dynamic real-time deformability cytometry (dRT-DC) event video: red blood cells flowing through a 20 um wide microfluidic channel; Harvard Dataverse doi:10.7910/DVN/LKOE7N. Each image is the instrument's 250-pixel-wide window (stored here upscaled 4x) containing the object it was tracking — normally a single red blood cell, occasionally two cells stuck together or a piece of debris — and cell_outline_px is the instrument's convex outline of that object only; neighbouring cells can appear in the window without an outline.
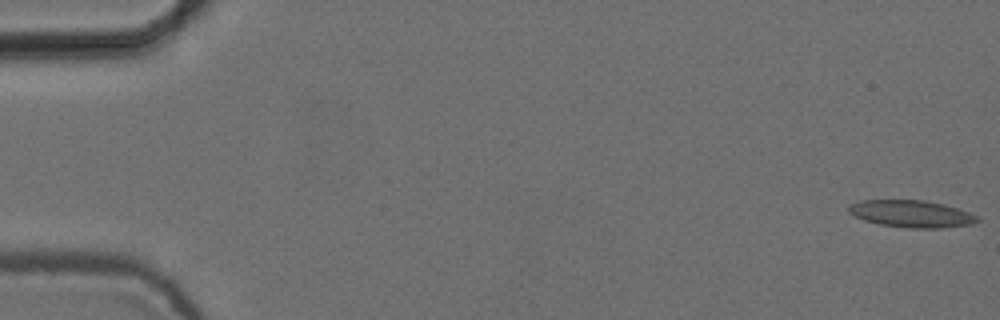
{"species": "common noctule bat (a hibernating species)", "species_latin": "Nyctalus noctula", "temperature_condition": "cold", "stored_images_in_passage": 7, "camera_frame_rate_fps": 3000, "um_per_image_px": 0.085, "animal": {"sex": "female", "body_mass_g": 24.6, "forearm_length_mm": 56.2}, "frame": {"image": 1, "passage_image": 1, "time_ms": 0.0, "image_size_px": [1000, 320], "cell_outline_px": [[980, 220], [972, 224], [944, 228], [908, 228], [880, 224], [864, 220], [848, 212], [848, 204], [860, 200], [924, 200], [944, 204], [968, 212], [976, 216]], "centroid_in_image_um": [77.45, 18.17], "position_along_channel_um": 7.6, "area_um2": 20.29}}
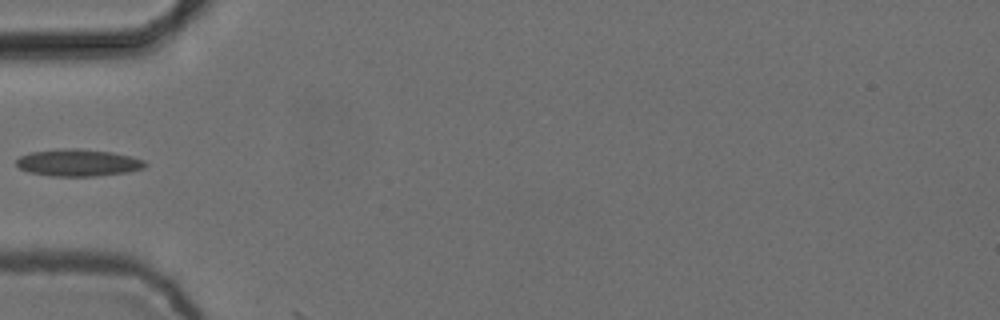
{"frame": {"image": 2, "passage_image": 6, "time_ms": 1.667, "image_size_px": [1000, 320], "cell_outline_px": [[148, 164], [144, 168], [128, 172], [96, 176], [52, 176], [28, 172], [20, 168], [16, 164], [16, 160], [20, 156], [32, 152], [60, 148], [76, 148], [112, 152], [132, 156], [144, 160]], "centroid_in_image_um": [6.66, 13.83], "position_along_channel_um": 78.3, "area_um2": 20.4}}
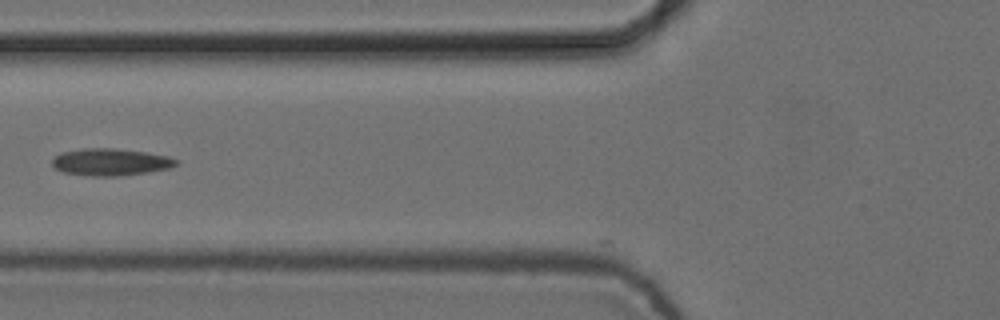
{"frame": {"image": 3, "passage_image": 7, "time_ms": 2.0, "image_size_px": [1000, 320], "cell_outline_px": [[180, 164], [168, 168], [148, 172], [120, 176], [92, 176], [64, 172], [56, 168], [52, 164], [52, 160], [60, 152], [84, 148], [116, 148], [144, 152], [168, 156], [180, 160]], "centroid_in_image_um": [9.43, 13.77], "position_along_channel_um": 116.4, "area_um2": 19.59}}